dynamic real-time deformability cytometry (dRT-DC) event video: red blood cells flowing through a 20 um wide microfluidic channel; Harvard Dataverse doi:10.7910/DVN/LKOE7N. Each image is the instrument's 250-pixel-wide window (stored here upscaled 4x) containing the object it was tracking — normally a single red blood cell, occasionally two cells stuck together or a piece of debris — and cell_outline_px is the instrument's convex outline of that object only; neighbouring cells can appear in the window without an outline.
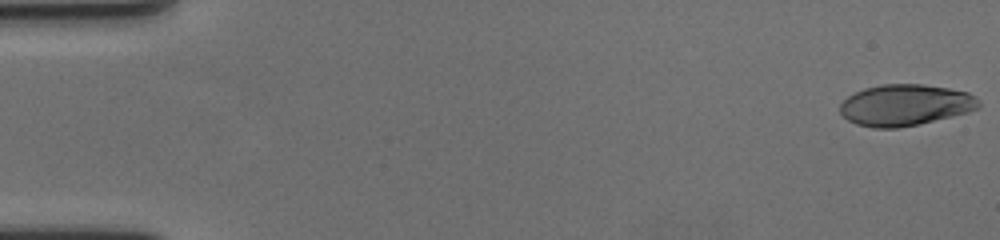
{"species": "human", "species_latin": "Homo sapiens", "temperature_condition": "cold", "stored_images_in_passage": 60, "camera_frame_rate_fps": 3000, "um_per_image_px": 0.085, "donor": {"sex": "female"}, "frame": {"image": 1, "passage_image": 1, "time_ms": 0.0, "image_size_px": [1000, 240], "cell_outline_px": [[980, 108], [968, 112], [952, 116], [916, 124], [896, 128], [872, 128], [856, 124], [848, 120], [840, 112], [840, 104], [848, 96], [864, 88], [880, 84], [924, 84], [948, 88], [968, 92], [976, 96], [980, 104]], "centroid_in_image_um": [76.95, 8.92], "position_along_channel_um": 8.1, "area_um2": 33.35}}
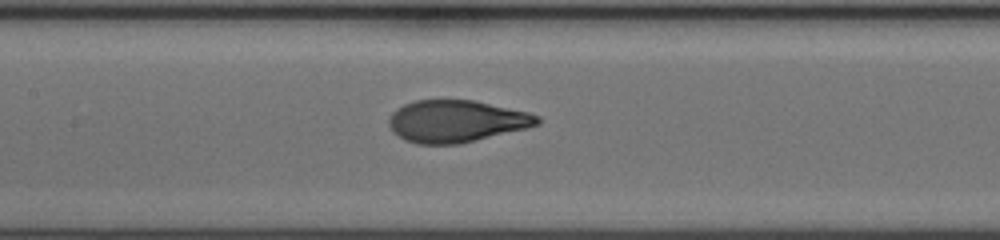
{"frame": {"image": 2, "passage_image": 29, "time_ms": 9.333, "image_size_px": [1000, 240], "cell_outline_px": [[540, 124], [528, 128], [460, 144], [416, 144], [404, 140], [392, 132], [388, 124], [388, 120], [392, 112], [396, 108], [404, 104], [416, 100], [472, 100], [528, 112], [540, 116]], "centroid_in_image_um": [38.77, 10.31], "position_along_channel_um": 168.6, "area_um2": 36.59}}
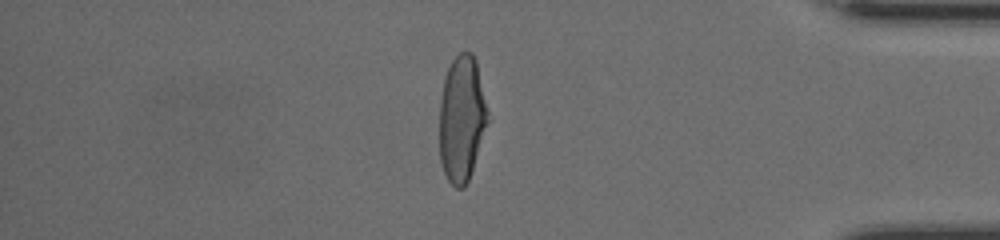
{"frame": {"image": 3, "passage_image": 51, "time_ms": 16.667, "image_size_px": [1000, 240], "cell_outline_px": [[488, 120], [472, 172], [464, 188], [456, 188], [448, 180], [444, 172], [440, 160], [440, 100], [444, 76], [452, 60], [460, 52], [472, 52], [476, 60], [488, 112]], "centroid_in_image_um": [39.24, 10.09], "position_along_channel_um": 396.0, "area_um2": 35.37}, "authors_computed_cell_mechanics": {"area_um2": 36.0672, "velocity_mm_per_s": 3.5242, "shape_relaxation_time_tau1_ms": 3.8931, "shape_relaxation_time_tau2_ms": null, "deformation_change_tau1": 0.2127, "deformation_change_tau2": null}}